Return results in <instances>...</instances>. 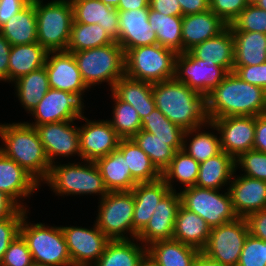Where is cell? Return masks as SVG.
Returning a JSON list of instances; mask_svg holds the SVG:
<instances>
[{"label":"cell","instance_id":"22","mask_svg":"<svg viewBox=\"0 0 266 266\" xmlns=\"http://www.w3.org/2000/svg\"><path fill=\"white\" fill-rule=\"evenodd\" d=\"M40 186L28 172L0 151V192L9 196L20 208L27 210L21 199L24 201L31 197Z\"/></svg>","mask_w":266,"mask_h":266},{"label":"cell","instance_id":"58","mask_svg":"<svg viewBox=\"0 0 266 266\" xmlns=\"http://www.w3.org/2000/svg\"><path fill=\"white\" fill-rule=\"evenodd\" d=\"M19 208L9 196L0 192V220L12 216Z\"/></svg>","mask_w":266,"mask_h":266},{"label":"cell","instance_id":"59","mask_svg":"<svg viewBox=\"0 0 266 266\" xmlns=\"http://www.w3.org/2000/svg\"><path fill=\"white\" fill-rule=\"evenodd\" d=\"M141 8H149V0H119L117 7L119 11H130Z\"/></svg>","mask_w":266,"mask_h":266},{"label":"cell","instance_id":"62","mask_svg":"<svg viewBox=\"0 0 266 266\" xmlns=\"http://www.w3.org/2000/svg\"><path fill=\"white\" fill-rule=\"evenodd\" d=\"M102 1L105 5H108L113 8H117L119 5V0H100Z\"/></svg>","mask_w":266,"mask_h":266},{"label":"cell","instance_id":"61","mask_svg":"<svg viewBox=\"0 0 266 266\" xmlns=\"http://www.w3.org/2000/svg\"><path fill=\"white\" fill-rule=\"evenodd\" d=\"M139 266H157V264L148 255L144 257Z\"/></svg>","mask_w":266,"mask_h":266},{"label":"cell","instance_id":"25","mask_svg":"<svg viewBox=\"0 0 266 266\" xmlns=\"http://www.w3.org/2000/svg\"><path fill=\"white\" fill-rule=\"evenodd\" d=\"M228 25L210 9L193 15L182 16V53L217 36Z\"/></svg>","mask_w":266,"mask_h":266},{"label":"cell","instance_id":"40","mask_svg":"<svg viewBox=\"0 0 266 266\" xmlns=\"http://www.w3.org/2000/svg\"><path fill=\"white\" fill-rule=\"evenodd\" d=\"M148 21L157 44L182 53V16H167L149 8Z\"/></svg>","mask_w":266,"mask_h":266},{"label":"cell","instance_id":"54","mask_svg":"<svg viewBox=\"0 0 266 266\" xmlns=\"http://www.w3.org/2000/svg\"><path fill=\"white\" fill-rule=\"evenodd\" d=\"M149 8L167 16H182L178 0H149Z\"/></svg>","mask_w":266,"mask_h":266},{"label":"cell","instance_id":"29","mask_svg":"<svg viewBox=\"0 0 266 266\" xmlns=\"http://www.w3.org/2000/svg\"><path fill=\"white\" fill-rule=\"evenodd\" d=\"M200 250L175 239L162 240L147 247V255L157 266H194Z\"/></svg>","mask_w":266,"mask_h":266},{"label":"cell","instance_id":"32","mask_svg":"<svg viewBox=\"0 0 266 266\" xmlns=\"http://www.w3.org/2000/svg\"><path fill=\"white\" fill-rule=\"evenodd\" d=\"M47 54L38 42L13 45L9 56V84L45 66Z\"/></svg>","mask_w":266,"mask_h":266},{"label":"cell","instance_id":"18","mask_svg":"<svg viewBox=\"0 0 266 266\" xmlns=\"http://www.w3.org/2000/svg\"><path fill=\"white\" fill-rule=\"evenodd\" d=\"M50 88L77 95L82 101L85 91H89L82 79L75 57L68 51H49L46 58Z\"/></svg>","mask_w":266,"mask_h":266},{"label":"cell","instance_id":"39","mask_svg":"<svg viewBox=\"0 0 266 266\" xmlns=\"http://www.w3.org/2000/svg\"><path fill=\"white\" fill-rule=\"evenodd\" d=\"M13 84L16 97L28 114L50 89L45 66L20 77Z\"/></svg>","mask_w":266,"mask_h":266},{"label":"cell","instance_id":"11","mask_svg":"<svg viewBox=\"0 0 266 266\" xmlns=\"http://www.w3.org/2000/svg\"><path fill=\"white\" fill-rule=\"evenodd\" d=\"M245 218L211 228L205 247L201 250L209 258L226 266H237L248 236Z\"/></svg>","mask_w":266,"mask_h":266},{"label":"cell","instance_id":"10","mask_svg":"<svg viewBox=\"0 0 266 266\" xmlns=\"http://www.w3.org/2000/svg\"><path fill=\"white\" fill-rule=\"evenodd\" d=\"M98 203L100 204L94 221L97 227L110 240L132 239L134 214L132 191L108 192Z\"/></svg>","mask_w":266,"mask_h":266},{"label":"cell","instance_id":"44","mask_svg":"<svg viewBox=\"0 0 266 266\" xmlns=\"http://www.w3.org/2000/svg\"><path fill=\"white\" fill-rule=\"evenodd\" d=\"M141 130L156 135L161 140H183L184 130L172 123L158 108L141 119Z\"/></svg>","mask_w":266,"mask_h":266},{"label":"cell","instance_id":"9","mask_svg":"<svg viewBox=\"0 0 266 266\" xmlns=\"http://www.w3.org/2000/svg\"><path fill=\"white\" fill-rule=\"evenodd\" d=\"M227 192L211 188L190 186L180 190L181 205L203 218L213 228L232 222L238 218Z\"/></svg>","mask_w":266,"mask_h":266},{"label":"cell","instance_id":"38","mask_svg":"<svg viewBox=\"0 0 266 266\" xmlns=\"http://www.w3.org/2000/svg\"><path fill=\"white\" fill-rule=\"evenodd\" d=\"M117 150L126 159L132 178L137 183L153 182L161 173L152 164L149 156L132 139H120Z\"/></svg>","mask_w":266,"mask_h":266},{"label":"cell","instance_id":"46","mask_svg":"<svg viewBox=\"0 0 266 266\" xmlns=\"http://www.w3.org/2000/svg\"><path fill=\"white\" fill-rule=\"evenodd\" d=\"M239 168L244 176L266 181V153L254 149L241 153L235 159V170Z\"/></svg>","mask_w":266,"mask_h":266},{"label":"cell","instance_id":"8","mask_svg":"<svg viewBox=\"0 0 266 266\" xmlns=\"http://www.w3.org/2000/svg\"><path fill=\"white\" fill-rule=\"evenodd\" d=\"M177 53L159 44L128 49L124 53L125 76L149 83L173 79Z\"/></svg>","mask_w":266,"mask_h":266},{"label":"cell","instance_id":"34","mask_svg":"<svg viewBox=\"0 0 266 266\" xmlns=\"http://www.w3.org/2000/svg\"><path fill=\"white\" fill-rule=\"evenodd\" d=\"M146 255L147 247L136 238L110 240L93 266H139Z\"/></svg>","mask_w":266,"mask_h":266},{"label":"cell","instance_id":"7","mask_svg":"<svg viewBox=\"0 0 266 266\" xmlns=\"http://www.w3.org/2000/svg\"><path fill=\"white\" fill-rule=\"evenodd\" d=\"M26 213L20 224V234L27 242L33 262L53 265L72 266L66 240L61 226H47L45 223H30Z\"/></svg>","mask_w":266,"mask_h":266},{"label":"cell","instance_id":"37","mask_svg":"<svg viewBox=\"0 0 266 266\" xmlns=\"http://www.w3.org/2000/svg\"><path fill=\"white\" fill-rule=\"evenodd\" d=\"M149 156L152 164L162 174L169 166L177 150L182 149L183 140H161L152 133L140 130L133 138Z\"/></svg>","mask_w":266,"mask_h":266},{"label":"cell","instance_id":"23","mask_svg":"<svg viewBox=\"0 0 266 266\" xmlns=\"http://www.w3.org/2000/svg\"><path fill=\"white\" fill-rule=\"evenodd\" d=\"M170 190L162 178L153 182L137 183L131 190L134 195L132 239L145 228L158 203Z\"/></svg>","mask_w":266,"mask_h":266},{"label":"cell","instance_id":"21","mask_svg":"<svg viewBox=\"0 0 266 266\" xmlns=\"http://www.w3.org/2000/svg\"><path fill=\"white\" fill-rule=\"evenodd\" d=\"M149 8L119 11V39L117 43L124 53L128 49L157 44L156 33L149 21Z\"/></svg>","mask_w":266,"mask_h":266},{"label":"cell","instance_id":"63","mask_svg":"<svg viewBox=\"0 0 266 266\" xmlns=\"http://www.w3.org/2000/svg\"><path fill=\"white\" fill-rule=\"evenodd\" d=\"M256 5L261 8V9H264L266 10V0H259Z\"/></svg>","mask_w":266,"mask_h":266},{"label":"cell","instance_id":"60","mask_svg":"<svg viewBox=\"0 0 266 266\" xmlns=\"http://www.w3.org/2000/svg\"><path fill=\"white\" fill-rule=\"evenodd\" d=\"M194 266H226V265H223L218 261L209 258L203 252L200 251L195 259Z\"/></svg>","mask_w":266,"mask_h":266},{"label":"cell","instance_id":"27","mask_svg":"<svg viewBox=\"0 0 266 266\" xmlns=\"http://www.w3.org/2000/svg\"><path fill=\"white\" fill-rule=\"evenodd\" d=\"M111 91L120 100L133 106L141 119L156 107L152 83L134 80L124 75L115 83Z\"/></svg>","mask_w":266,"mask_h":266},{"label":"cell","instance_id":"16","mask_svg":"<svg viewBox=\"0 0 266 266\" xmlns=\"http://www.w3.org/2000/svg\"><path fill=\"white\" fill-rule=\"evenodd\" d=\"M79 120L86 122L79 126L80 160L96 162L117 150L121 138L108 119L91 121L83 114Z\"/></svg>","mask_w":266,"mask_h":266},{"label":"cell","instance_id":"33","mask_svg":"<svg viewBox=\"0 0 266 266\" xmlns=\"http://www.w3.org/2000/svg\"><path fill=\"white\" fill-rule=\"evenodd\" d=\"M206 126L208 129H214L217 132L215 133V131L210 132L202 130V128L205 129L204 127ZM218 134V130L211 121L203 126L185 130L183 135L182 150L189 156L193 157L198 163H202L221 152L220 137Z\"/></svg>","mask_w":266,"mask_h":266},{"label":"cell","instance_id":"52","mask_svg":"<svg viewBox=\"0 0 266 266\" xmlns=\"http://www.w3.org/2000/svg\"><path fill=\"white\" fill-rule=\"evenodd\" d=\"M245 220L249 234L266 242V209L247 215Z\"/></svg>","mask_w":266,"mask_h":266},{"label":"cell","instance_id":"57","mask_svg":"<svg viewBox=\"0 0 266 266\" xmlns=\"http://www.w3.org/2000/svg\"><path fill=\"white\" fill-rule=\"evenodd\" d=\"M182 16L202 13L210 9L209 0H178Z\"/></svg>","mask_w":266,"mask_h":266},{"label":"cell","instance_id":"15","mask_svg":"<svg viewBox=\"0 0 266 266\" xmlns=\"http://www.w3.org/2000/svg\"><path fill=\"white\" fill-rule=\"evenodd\" d=\"M74 121L46 123L35 127L50 164L55 163L58 156L59 159L76 155L81 158L79 127Z\"/></svg>","mask_w":266,"mask_h":266},{"label":"cell","instance_id":"26","mask_svg":"<svg viewBox=\"0 0 266 266\" xmlns=\"http://www.w3.org/2000/svg\"><path fill=\"white\" fill-rule=\"evenodd\" d=\"M234 39L233 33L227 26L221 33L189 50L197 59L215 63L233 72L234 67Z\"/></svg>","mask_w":266,"mask_h":266},{"label":"cell","instance_id":"43","mask_svg":"<svg viewBox=\"0 0 266 266\" xmlns=\"http://www.w3.org/2000/svg\"><path fill=\"white\" fill-rule=\"evenodd\" d=\"M113 111L112 119L108 120L111 127L121 139L133 138L142 127L141 118L129 103L120 100L112 91ZM115 105V106H114Z\"/></svg>","mask_w":266,"mask_h":266},{"label":"cell","instance_id":"14","mask_svg":"<svg viewBox=\"0 0 266 266\" xmlns=\"http://www.w3.org/2000/svg\"><path fill=\"white\" fill-rule=\"evenodd\" d=\"M84 107V102L77 95L50 88L30 113L34 122L26 123L36 127L46 123L79 120L84 114Z\"/></svg>","mask_w":266,"mask_h":266},{"label":"cell","instance_id":"48","mask_svg":"<svg viewBox=\"0 0 266 266\" xmlns=\"http://www.w3.org/2000/svg\"><path fill=\"white\" fill-rule=\"evenodd\" d=\"M32 254L21 234L9 244L0 266H33Z\"/></svg>","mask_w":266,"mask_h":266},{"label":"cell","instance_id":"1","mask_svg":"<svg viewBox=\"0 0 266 266\" xmlns=\"http://www.w3.org/2000/svg\"><path fill=\"white\" fill-rule=\"evenodd\" d=\"M266 108V91L229 72L206 96L208 120L228 116H258Z\"/></svg>","mask_w":266,"mask_h":266},{"label":"cell","instance_id":"6","mask_svg":"<svg viewBox=\"0 0 266 266\" xmlns=\"http://www.w3.org/2000/svg\"><path fill=\"white\" fill-rule=\"evenodd\" d=\"M37 42L49 51H66L74 20L70 0H34Z\"/></svg>","mask_w":266,"mask_h":266},{"label":"cell","instance_id":"49","mask_svg":"<svg viewBox=\"0 0 266 266\" xmlns=\"http://www.w3.org/2000/svg\"><path fill=\"white\" fill-rule=\"evenodd\" d=\"M26 213L29 210L19 208L12 216L0 220V264L9 244L20 234V224Z\"/></svg>","mask_w":266,"mask_h":266},{"label":"cell","instance_id":"30","mask_svg":"<svg viewBox=\"0 0 266 266\" xmlns=\"http://www.w3.org/2000/svg\"><path fill=\"white\" fill-rule=\"evenodd\" d=\"M235 171V159L221 151L200 163L195 186L221 190L230 184Z\"/></svg>","mask_w":266,"mask_h":266},{"label":"cell","instance_id":"28","mask_svg":"<svg viewBox=\"0 0 266 266\" xmlns=\"http://www.w3.org/2000/svg\"><path fill=\"white\" fill-rule=\"evenodd\" d=\"M211 227L194 212L180 205L175 219L173 239L200 251L207 244Z\"/></svg>","mask_w":266,"mask_h":266},{"label":"cell","instance_id":"2","mask_svg":"<svg viewBox=\"0 0 266 266\" xmlns=\"http://www.w3.org/2000/svg\"><path fill=\"white\" fill-rule=\"evenodd\" d=\"M153 98L156 108L184 131L209 122L206 97L175 78L153 83Z\"/></svg>","mask_w":266,"mask_h":266},{"label":"cell","instance_id":"20","mask_svg":"<svg viewBox=\"0 0 266 266\" xmlns=\"http://www.w3.org/2000/svg\"><path fill=\"white\" fill-rule=\"evenodd\" d=\"M232 176L227 186L234 212L239 218L266 209V181L240 175ZM237 177V178H236Z\"/></svg>","mask_w":266,"mask_h":266},{"label":"cell","instance_id":"51","mask_svg":"<svg viewBox=\"0 0 266 266\" xmlns=\"http://www.w3.org/2000/svg\"><path fill=\"white\" fill-rule=\"evenodd\" d=\"M233 72L243 81L266 91V62L254 66H234Z\"/></svg>","mask_w":266,"mask_h":266},{"label":"cell","instance_id":"65","mask_svg":"<svg viewBox=\"0 0 266 266\" xmlns=\"http://www.w3.org/2000/svg\"><path fill=\"white\" fill-rule=\"evenodd\" d=\"M33 266H53V265H44V264L34 263Z\"/></svg>","mask_w":266,"mask_h":266},{"label":"cell","instance_id":"42","mask_svg":"<svg viewBox=\"0 0 266 266\" xmlns=\"http://www.w3.org/2000/svg\"><path fill=\"white\" fill-rule=\"evenodd\" d=\"M115 42L99 24H83L73 20L68 52H79Z\"/></svg>","mask_w":266,"mask_h":266},{"label":"cell","instance_id":"19","mask_svg":"<svg viewBox=\"0 0 266 266\" xmlns=\"http://www.w3.org/2000/svg\"><path fill=\"white\" fill-rule=\"evenodd\" d=\"M181 205L177 190H170L158 203L151 219L136 239L148 247L154 242L173 238L176 214Z\"/></svg>","mask_w":266,"mask_h":266},{"label":"cell","instance_id":"13","mask_svg":"<svg viewBox=\"0 0 266 266\" xmlns=\"http://www.w3.org/2000/svg\"><path fill=\"white\" fill-rule=\"evenodd\" d=\"M72 266H93L110 239L94 223L93 227L61 226Z\"/></svg>","mask_w":266,"mask_h":266},{"label":"cell","instance_id":"24","mask_svg":"<svg viewBox=\"0 0 266 266\" xmlns=\"http://www.w3.org/2000/svg\"><path fill=\"white\" fill-rule=\"evenodd\" d=\"M74 21L83 24H99L114 40L119 39V10L100 0H70Z\"/></svg>","mask_w":266,"mask_h":266},{"label":"cell","instance_id":"56","mask_svg":"<svg viewBox=\"0 0 266 266\" xmlns=\"http://www.w3.org/2000/svg\"><path fill=\"white\" fill-rule=\"evenodd\" d=\"M253 149L266 153V115L255 116V140Z\"/></svg>","mask_w":266,"mask_h":266},{"label":"cell","instance_id":"53","mask_svg":"<svg viewBox=\"0 0 266 266\" xmlns=\"http://www.w3.org/2000/svg\"><path fill=\"white\" fill-rule=\"evenodd\" d=\"M31 0H0V27L24 9Z\"/></svg>","mask_w":266,"mask_h":266},{"label":"cell","instance_id":"47","mask_svg":"<svg viewBox=\"0 0 266 266\" xmlns=\"http://www.w3.org/2000/svg\"><path fill=\"white\" fill-rule=\"evenodd\" d=\"M237 266H266V242L248 234Z\"/></svg>","mask_w":266,"mask_h":266},{"label":"cell","instance_id":"55","mask_svg":"<svg viewBox=\"0 0 266 266\" xmlns=\"http://www.w3.org/2000/svg\"><path fill=\"white\" fill-rule=\"evenodd\" d=\"M12 45L0 32V81L9 83V56Z\"/></svg>","mask_w":266,"mask_h":266},{"label":"cell","instance_id":"4","mask_svg":"<svg viewBox=\"0 0 266 266\" xmlns=\"http://www.w3.org/2000/svg\"><path fill=\"white\" fill-rule=\"evenodd\" d=\"M51 164L50 171L43 182L58 196L99 195L102 199L108 190L95 162L81 160V163ZM83 163V164H82Z\"/></svg>","mask_w":266,"mask_h":266},{"label":"cell","instance_id":"35","mask_svg":"<svg viewBox=\"0 0 266 266\" xmlns=\"http://www.w3.org/2000/svg\"><path fill=\"white\" fill-rule=\"evenodd\" d=\"M1 34L13 45L37 42V19L34 0L0 27Z\"/></svg>","mask_w":266,"mask_h":266},{"label":"cell","instance_id":"31","mask_svg":"<svg viewBox=\"0 0 266 266\" xmlns=\"http://www.w3.org/2000/svg\"><path fill=\"white\" fill-rule=\"evenodd\" d=\"M95 164L108 192L131 191L137 184L131 176L126 159L118 150L98 159Z\"/></svg>","mask_w":266,"mask_h":266},{"label":"cell","instance_id":"12","mask_svg":"<svg viewBox=\"0 0 266 266\" xmlns=\"http://www.w3.org/2000/svg\"><path fill=\"white\" fill-rule=\"evenodd\" d=\"M228 73L224 67L197 59L189 51L176 56L174 78L205 97Z\"/></svg>","mask_w":266,"mask_h":266},{"label":"cell","instance_id":"3","mask_svg":"<svg viewBox=\"0 0 266 266\" xmlns=\"http://www.w3.org/2000/svg\"><path fill=\"white\" fill-rule=\"evenodd\" d=\"M0 138V151L42 185L51 164L35 127L26 122L0 123Z\"/></svg>","mask_w":266,"mask_h":266},{"label":"cell","instance_id":"41","mask_svg":"<svg viewBox=\"0 0 266 266\" xmlns=\"http://www.w3.org/2000/svg\"><path fill=\"white\" fill-rule=\"evenodd\" d=\"M199 166L200 163L180 149L175 153L169 166L162 172L161 178L171 190H176L175 182H179L184 188L195 186Z\"/></svg>","mask_w":266,"mask_h":266},{"label":"cell","instance_id":"5","mask_svg":"<svg viewBox=\"0 0 266 266\" xmlns=\"http://www.w3.org/2000/svg\"><path fill=\"white\" fill-rule=\"evenodd\" d=\"M71 53L89 90L92 86L106 82L111 91L115 83L125 75L124 51L116 41L109 45Z\"/></svg>","mask_w":266,"mask_h":266},{"label":"cell","instance_id":"36","mask_svg":"<svg viewBox=\"0 0 266 266\" xmlns=\"http://www.w3.org/2000/svg\"><path fill=\"white\" fill-rule=\"evenodd\" d=\"M234 39V66H254L266 62V34L259 32H232Z\"/></svg>","mask_w":266,"mask_h":266},{"label":"cell","instance_id":"50","mask_svg":"<svg viewBox=\"0 0 266 266\" xmlns=\"http://www.w3.org/2000/svg\"><path fill=\"white\" fill-rule=\"evenodd\" d=\"M210 10L219 16L228 26L248 5L246 0H209Z\"/></svg>","mask_w":266,"mask_h":266},{"label":"cell","instance_id":"45","mask_svg":"<svg viewBox=\"0 0 266 266\" xmlns=\"http://www.w3.org/2000/svg\"><path fill=\"white\" fill-rule=\"evenodd\" d=\"M232 32H259L266 34V10L256 4L247 5L229 25Z\"/></svg>","mask_w":266,"mask_h":266},{"label":"cell","instance_id":"64","mask_svg":"<svg viewBox=\"0 0 266 266\" xmlns=\"http://www.w3.org/2000/svg\"><path fill=\"white\" fill-rule=\"evenodd\" d=\"M248 5L256 4L259 0H246Z\"/></svg>","mask_w":266,"mask_h":266},{"label":"cell","instance_id":"17","mask_svg":"<svg viewBox=\"0 0 266 266\" xmlns=\"http://www.w3.org/2000/svg\"><path fill=\"white\" fill-rule=\"evenodd\" d=\"M211 122L218 130L221 151L236 159L241 153L253 150L255 116H228Z\"/></svg>","mask_w":266,"mask_h":266}]
</instances>
